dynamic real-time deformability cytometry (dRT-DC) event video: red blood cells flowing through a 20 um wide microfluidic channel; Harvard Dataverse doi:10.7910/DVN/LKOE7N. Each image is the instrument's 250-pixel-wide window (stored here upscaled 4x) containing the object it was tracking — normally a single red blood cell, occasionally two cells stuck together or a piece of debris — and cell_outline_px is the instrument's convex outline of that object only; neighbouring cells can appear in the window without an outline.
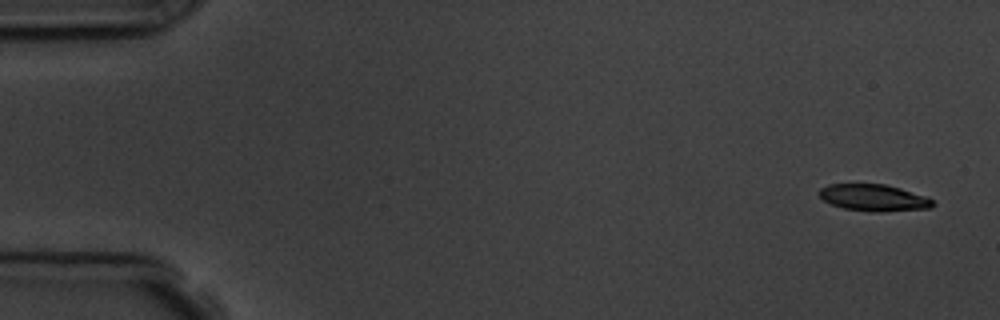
{"species": "common noctule bat (a hibernating species)", "species_latin": "Nyctalus noctula", "temperature_condition": "room temperature", "stored_images_in_passage": 5, "camera_frame_rate_fps": 3000, "um_per_image_px": 0.085, "animal": {"sex": "male", "body_mass_g": 19.5, "forearm_length_mm": 54.6}, "frame": {"image": 1, "passage_image": 1, "time_ms": 0.0, "image_size_px": [1000, 320], "cell_outline_px": [[936, 204], [932, 208], [880, 212], [872, 212], [844, 208], [832, 204], [824, 200], [816, 192], [820, 188], [828, 184], [884, 184], [900, 188], [928, 196]], "centroid_in_image_um": [74.29, 16.8], "position_along_channel_um": 10.7, "area_um2": 17.86}}